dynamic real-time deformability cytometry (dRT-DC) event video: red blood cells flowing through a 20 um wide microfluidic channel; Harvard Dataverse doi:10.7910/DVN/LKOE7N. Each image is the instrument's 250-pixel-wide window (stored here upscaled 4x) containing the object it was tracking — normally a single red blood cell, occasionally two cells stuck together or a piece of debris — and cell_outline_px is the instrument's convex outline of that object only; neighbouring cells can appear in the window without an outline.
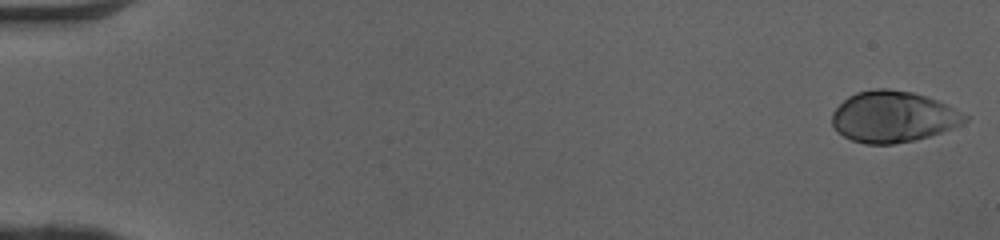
{"species": "human", "species_latin": "Homo sapiens", "temperature_condition": "cold", "stored_images_in_passage": 50, "camera_frame_rate_fps": 3000, "um_per_image_px": 0.085, "donor": {"sex": "female"}, "frame": {"image": 1, "passage_image": 1, "time_ms": 0.0, "image_size_px": [1000, 240], "cell_outline_px": [[968, 120], [960, 124], [940, 132], [916, 140], [892, 144], [864, 144], [852, 140], [844, 136], [832, 124], [832, 112], [848, 96], [856, 92], [876, 88], [888, 88], [912, 92], [936, 100], [968, 116]], "centroid_in_image_um": [75.87, 9.92], "position_along_channel_um": 9.1, "area_um2": 39.13}}
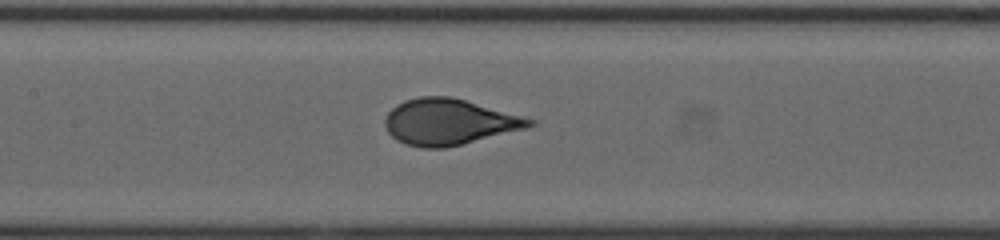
{"frame": {"image": 2, "passage_image": 25, "time_ms": 8.0, "image_size_px": [1000, 240], "cell_outline_px": [[536, 124], [524, 128], [444, 148], [420, 148], [404, 144], [396, 140], [388, 132], [384, 124], [384, 120], [388, 112], [396, 104], [404, 100], [420, 96], [452, 96], [536, 120]], "centroid_in_image_um": [38.1, 10.35], "position_along_channel_um": 169.3, "area_um2": 38.44}}
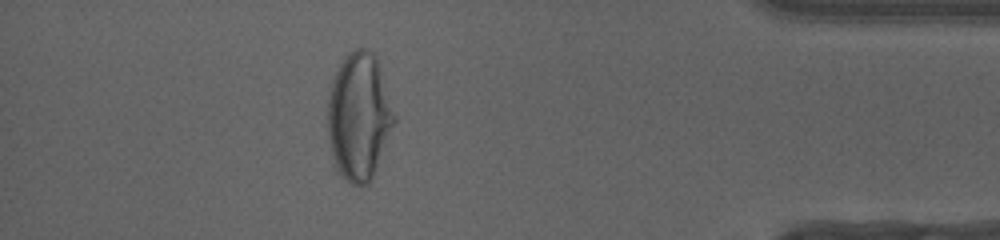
{"frame": {"image": 3, "passage_image": 45, "time_ms": 14.667, "image_size_px": [1000, 240], "cell_outline_px": [[396, 120], [372, 176], [368, 184], [352, 184], [336, 172], [332, 164], [328, 136], [328, 100], [332, 80], [344, 56], [348, 52], [356, 48], [368, 48], [376, 56], [380, 64], [396, 116]], "centroid_in_image_um": [30.51, 9.87], "position_along_channel_um": 404.7, "area_um2": 49.65}, "authors_computed_cell_mechanics": {"area_um2": 38.8127, "velocity_mm_per_s": 4.0905, "shape_relaxation_time_tau1_ms": 4.2033, "shape_relaxation_time_tau2_ms": null, "deformation_change_tau1": 0.2079, "deformation_change_tau2": null}}